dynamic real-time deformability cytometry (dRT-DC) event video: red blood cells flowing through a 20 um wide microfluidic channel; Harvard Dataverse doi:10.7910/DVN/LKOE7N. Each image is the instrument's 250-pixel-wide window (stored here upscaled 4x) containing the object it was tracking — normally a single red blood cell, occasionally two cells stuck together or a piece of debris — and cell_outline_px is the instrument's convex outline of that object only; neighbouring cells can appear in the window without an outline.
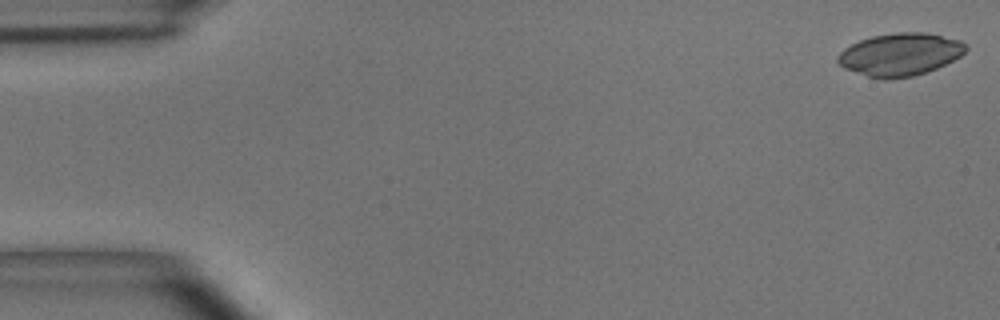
{"species": "common noctule bat (a hibernating species)", "species_latin": "Nyctalus noctula", "temperature_condition": "room temperature", "stored_images_in_passage": 54, "camera_frame_rate_fps": 3000, "um_per_image_px": 0.085, "animal": {"sex": "male", "body_mass_g": 15.6}, "frame": {"image": 1, "passage_image": 1, "time_ms": 0.0, "image_size_px": [1000, 320], "cell_outline_px": [[968, 48], [960, 56], [936, 68], [912, 76], [888, 80], [884, 80], [868, 76], [844, 68], [836, 60], [836, 56], [844, 48], [860, 40], [872, 36], [896, 32], [928, 32], [960, 40], [968, 44]], "centroid_in_image_um": [76.5, 4.62], "position_along_channel_um": 8.5, "area_um2": 31.85}}
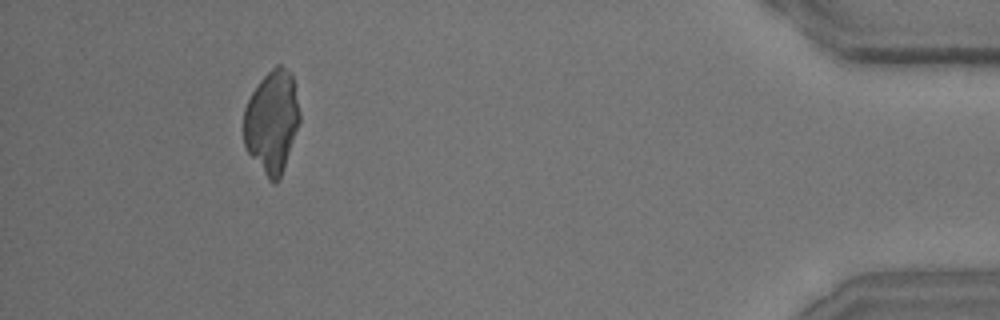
{"frame": {"image": 2, "passage_image": 50, "time_ms": 16.333, "image_size_px": [1000, 320], "cell_outline_px": [[300, 120], [280, 176], [276, 184], [272, 184], [268, 180], [248, 152], [244, 144], [244, 108], [252, 92], [260, 80], [276, 64], [280, 64], [292, 72], [300, 112]], "centroid_in_image_um": [23.11, 10.31], "position_along_channel_um": 412.1, "area_um2": 33.29}}